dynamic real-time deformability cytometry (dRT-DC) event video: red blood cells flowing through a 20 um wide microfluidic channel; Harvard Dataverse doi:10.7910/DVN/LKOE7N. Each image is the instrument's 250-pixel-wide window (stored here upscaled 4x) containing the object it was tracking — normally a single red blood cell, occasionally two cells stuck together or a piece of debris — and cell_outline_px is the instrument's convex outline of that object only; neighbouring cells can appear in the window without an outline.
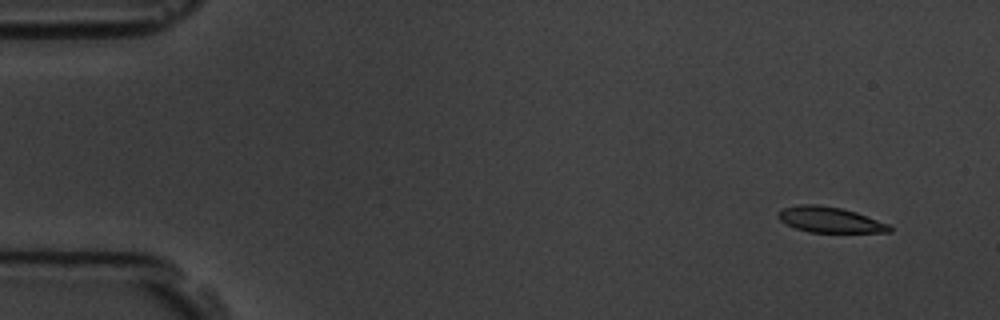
{"species": "common noctule bat (a hibernating species)", "species_latin": "Nyctalus noctula", "temperature_condition": "room temperature", "stored_images_in_passage": 5, "camera_frame_rate_fps": 3000, "um_per_image_px": 0.085, "animal": {"sex": "male", "body_mass_g": 19.5, "forearm_length_mm": 54.6}, "frame": {"image": 1, "passage_image": 1, "time_ms": 0.0, "image_size_px": [1000, 320], "cell_outline_px": [[892, 232], [808, 232], [796, 228], [780, 220], [776, 216], [784, 208], [800, 204], [820, 204], [840, 208], [856, 212], [888, 224], [892, 228]], "centroid_in_image_um": [70.54, 18.67], "position_along_channel_um": 14.5, "area_um2": 16.42}}
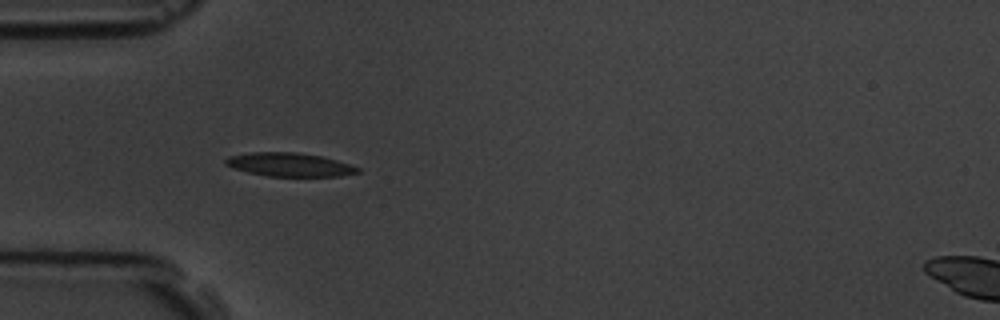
{"frame": {"image": 2, "passage_image": 4, "time_ms": 4.333, "image_size_px": [1000, 320], "cell_outline_px": [[360, 172], [340, 176], [268, 176], [248, 172], [232, 168], [224, 164], [224, 160], [228, 156], [252, 152], [296, 152], [320, 156], [336, 160], [360, 168]], "centroid_in_image_um": [24.57, 13.99], "position_along_channel_um": 60.4, "area_um2": 18.09}}
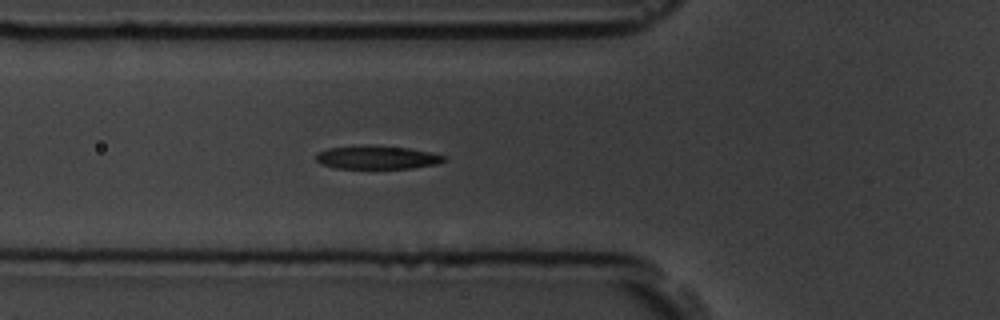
{"frame": {"image": 3, "passage_image": 5, "time_ms": 5.333, "image_size_px": [1000, 320], "cell_outline_px": [[448, 160], [436, 164], [412, 168], [336, 168], [320, 164], [316, 160], [316, 156], [320, 152], [328, 148], [360, 144], [364, 144], [408, 148], [428, 152], [444, 156]], "centroid_in_image_um": [32.02, 13.37], "position_along_channel_um": 93.8, "area_um2": 17.46}}